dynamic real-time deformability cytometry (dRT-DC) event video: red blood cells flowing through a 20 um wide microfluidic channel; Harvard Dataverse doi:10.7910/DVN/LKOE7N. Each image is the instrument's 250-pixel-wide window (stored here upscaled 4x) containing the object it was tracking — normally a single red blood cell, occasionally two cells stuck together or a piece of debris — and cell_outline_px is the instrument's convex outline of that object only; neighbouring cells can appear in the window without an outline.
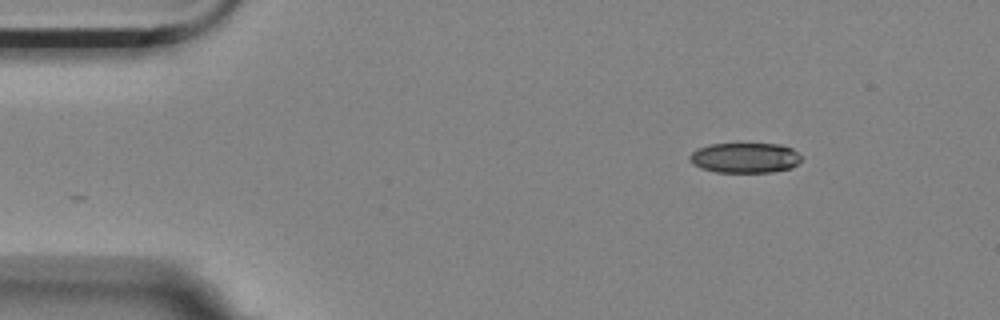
{"species": "Egyptian fruit bat (a non-hibernating species)", "species_latin": "Rousettus aegyptiacus", "temperature_condition": "room temperature", "stored_images_in_passage": 42, "camera_frame_rate_fps": 3000, "um_per_image_px": 0.085, "animal": {"sex": "female"}, "frame": {"image": 1, "passage_image": 1, "time_ms": 0.0, "image_size_px": [1000, 320], "cell_outline_px": [[800, 160], [792, 168], [772, 172], [716, 172], [700, 168], [692, 164], [692, 152], [708, 144], [780, 144], [792, 148], [800, 156]], "centroid_in_image_um": [63.34, 13.42], "position_along_channel_um": 21.7, "area_um2": 19.42}}
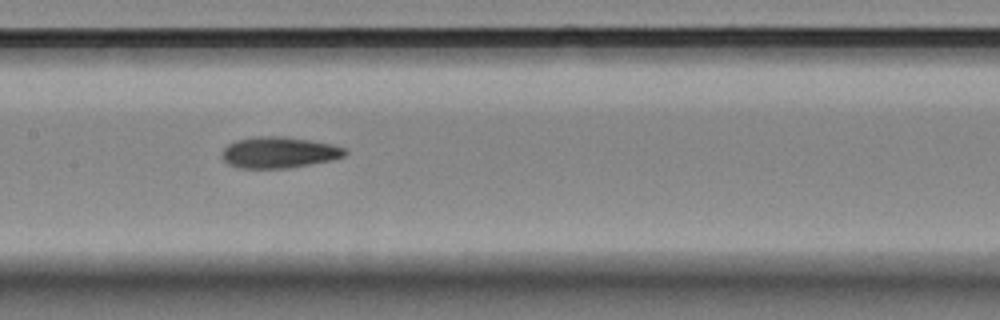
{"frame": {"image": 2, "passage_image": 21, "time_ms": 6.667, "image_size_px": [1000, 320], "cell_outline_px": [[348, 152], [344, 156], [332, 160], [288, 168], [240, 168], [228, 164], [220, 156], [220, 152], [228, 144], [236, 140], [252, 136], [284, 136], [312, 140], [332, 144], [344, 148]], "centroid_in_image_um": [23.68, 12.95], "position_along_channel_um": 183.7, "area_um2": 22.6}}
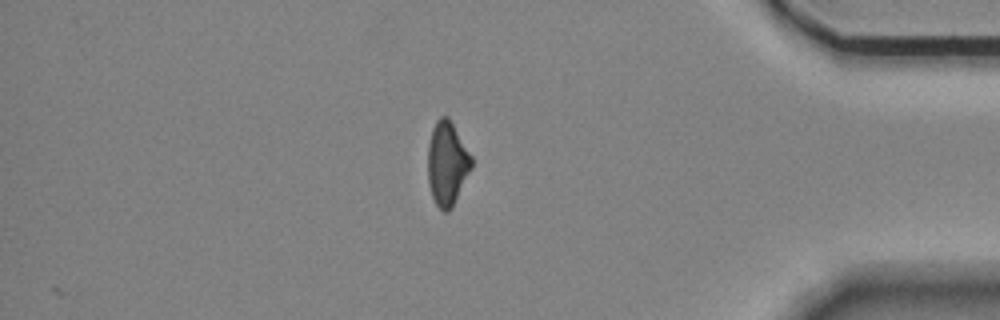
{"frame": {"image": 3, "passage_image": 42, "time_ms": 13.667, "image_size_px": [1000, 320], "cell_outline_px": [[472, 168], [452, 208], [448, 212], [444, 212], [436, 204], [432, 196], [428, 184], [428, 144], [432, 128], [436, 120], [440, 116], [448, 116], [472, 156]], "centroid_in_image_um": [38.0, 13.89], "position_along_channel_um": 397.2, "area_um2": 21.44}, "authors_computed_cell_mechanics": {"area_um2": 22.1085, "velocity_mm_per_s": 3.5097, "shape_relaxation_time_tau1_ms": 8.5946, "shape_relaxation_time_tau2_ms": 5.3915, "deformation_change_tau1": 0.1827, "deformation_change_tau2": 0.1273}}